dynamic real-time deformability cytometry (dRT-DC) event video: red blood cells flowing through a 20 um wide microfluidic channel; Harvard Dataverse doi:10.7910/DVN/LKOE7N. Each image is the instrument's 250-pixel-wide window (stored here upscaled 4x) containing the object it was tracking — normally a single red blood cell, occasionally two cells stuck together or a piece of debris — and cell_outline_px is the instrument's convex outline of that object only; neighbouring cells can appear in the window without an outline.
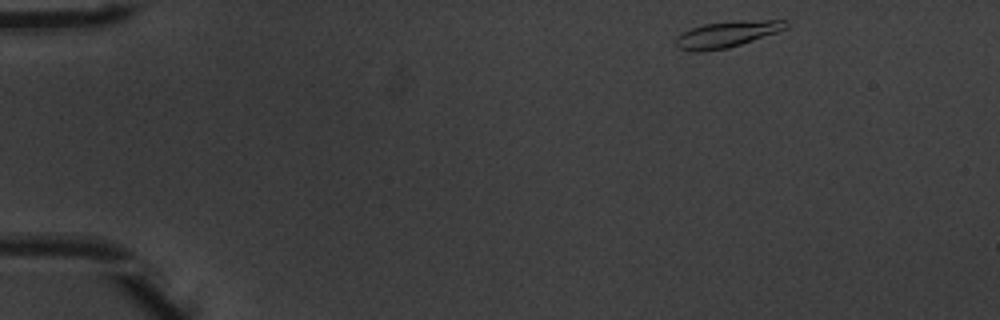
{"species": "common noctule bat (a hibernating species)", "species_latin": "Nyctalus noctula", "temperature_condition": "warm", "stored_images_in_passage": 46, "camera_frame_rate_fps": 3000, "um_per_image_px": 0.085, "animal": {"sex": "male", "body_mass_g": 20.1, "forearm_length_mm": 53.5}, "frame": {"image": 1, "passage_image": 1, "time_ms": 0.0, "image_size_px": [1000, 320], "cell_outline_px": [[788, 28], [728, 48], [700, 52], [696, 52], [676, 48], [676, 36], [692, 28], [704, 24], [740, 20], [784, 20], [788, 24]], "centroid_in_image_um": [61.76, 2.91], "position_along_channel_um": 23.2, "area_um2": 16.65}}
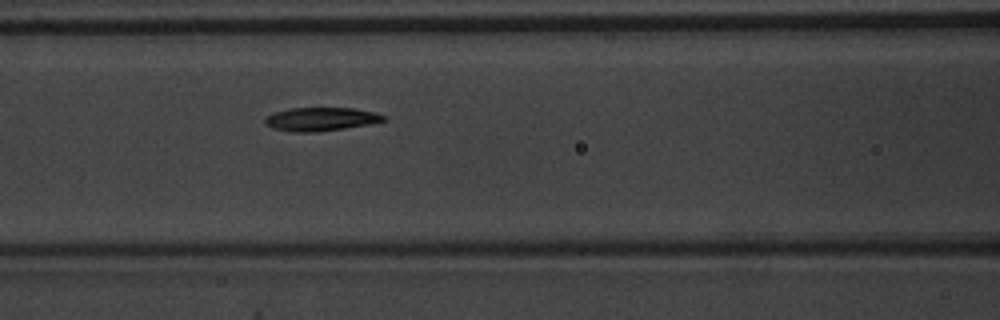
{"frame": {"image": 2, "passage_image": 17, "time_ms": 5.333, "image_size_px": [1000, 320], "cell_outline_px": [[388, 120], [372, 124], [316, 132], [296, 132], [272, 128], [264, 124], [264, 116], [288, 108], [352, 108], [372, 112], [388, 116]], "centroid_in_image_um": [27.28, 10.13], "position_along_channel_um": 139.3, "area_um2": 16.36}}
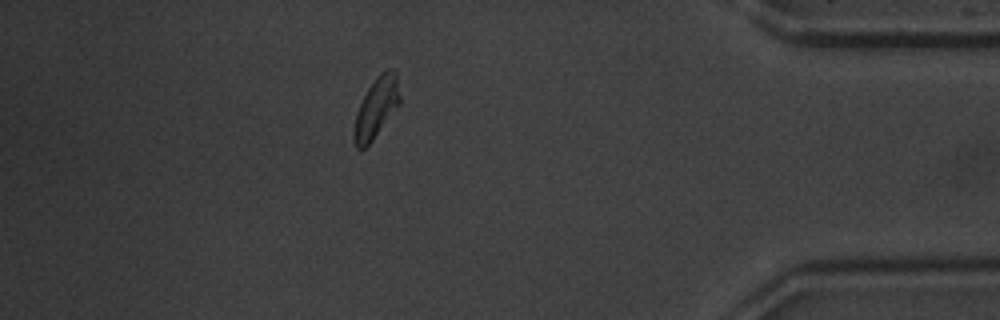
{"frame": {"image": 3, "passage_image": 40, "time_ms": 13.0, "image_size_px": [1000, 320], "cell_outline_px": [[400, 104], [372, 140], [364, 148], [356, 148], [352, 136], [352, 132], [356, 112], [368, 88], [376, 76], [380, 72], [388, 68], [392, 68], [396, 72], [400, 96]], "centroid_in_image_um": [31.97, 9.14], "position_along_channel_um": 403.2, "area_um2": 16.13}, "authors_computed_cell_mechanics": {"area_um2": 16.6175, "velocity_mm_per_s": 3.9164, "shape_relaxation_time_tau1_ms": 2.1398, "shape_relaxation_time_tau2_ms": 2.7756, "deformation_change_tau1": 0.1355, "deformation_change_tau2": 0.0683}}